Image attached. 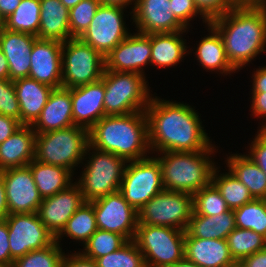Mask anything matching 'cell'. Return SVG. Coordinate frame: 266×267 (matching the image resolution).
<instances>
[{"mask_svg": "<svg viewBox=\"0 0 266 267\" xmlns=\"http://www.w3.org/2000/svg\"><path fill=\"white\" fill-rule=\"evenodd\" d=\"M124 10L122 7L100 4L80 39L105 57L130 34L124 21Z\"/></svg>", "mask_w": 266, "mask_h": 267, "instance_id": "4fadbf2b", "label": "cell"}, {"mask_svg": "<svg viewBox=\"0 0 266 267\" xmlns=\"http://www.w3.org/2000/svg\"><path fill=\"white\" fill-rule=\"evenodd\" d=\"M215 147L195 152H160L162 156L156 158L161 165L164 190L193 195L210 185L217 165L209 155L215 152Z\"/></svg>", "mask_w": 266, "mask_h": 267, "instance_id": "277c9868", "label": "cell"}, {"mask_svg": "<svg viewBox=\"0 0 266 267\" xmlns=\"http://www.w3.org/2000/svg\"><path fill=\"white\" fill-rule=\"evenodd\" d=\"M62 42L37 39L30 54L29 76L52 88L62 87Z\"/></svg>", "mask_w": 266, "mask_h": 267, "instance_id": "d6986e66", "label": "cell"}, {"mask_svg": "<svg viewBox=\"0 0 266 267\" xmlns=\"http://www.w3.org/2000/svg\"><path fill=\"white\" fill-rule=\"evenodd\" d=\"M233 211L237 228L250 229L266 238V199H253Z\"/></svg>", "mask_w": 266, "mask_h": 267, "instance_id": "d590c367", "label": "cell"}, {"mask_svg": "<svg viewBox=\"0 0 266 267\" xmlns=\"http://www.w3.org/2000/svg\"><path fill=\"white\" fill-rule=\"evenodd\" d=\"M11 257L16 260L33 250L52 245L56 238L37 213H15L6 217Z\"/></svg>", "mask_w": 266, "mask_h": 267, "instance_id": "7c38bea8", "label": "cell"}, {"mask_svg": "<svg viewBox=\"0 0 266 267\" xmlns=\"http://www.w3.org/2000/svg\"><path fill=\"white\" fill-rule=\"evenodd\" d=\"M13 84L20 106V123L32 125L48 102L53 88L30 77L16 79Z\"/></svg>", "mask_w": 266, "mask_h": 267, "instance_id": "d4e9b609", "label": "cell"}, {"mask_svg": "<svg viewBox=\"0 0 266 267\" xmlns=\"http://www.w3.org/2000/svg\"><path fill=\"white\" fill-rule=\"evenodd\" d=\"M62 87L75 88L102 78L105 57L80 38L62 44Z\"/></svg>", "mask_w": 266, "mask_h": 267, "instance_id": "9c48e42d", "label": "cell"}, {"mask_svg": "<svg viewBox=\"0 0 266 267\" xmlns=\"http://www.w3.org/2000/svg\"><path fill=\"white\" fill-rule=\"evenodd\" d=\"M171 11L176 19L188 29L193 17L199 14L203 23L207 25L210 21L198 10L194 0H170Z\"/></svg>", "mask_w": 266, "mask_h": 267, "instance_id": "7bdbcfd3", "label": "cell"}, {"mask_svg": "<svg viewBox=\"0 0 266 267\" xmlns=\"http://www.w3.org/2000/svg\"><path fill=\"white\" fill-rule=\"evenodd\" d=\"M0 114L20 121V106L13 81L0 80Z\"/></svg>", "mask_w": 266, "mask_h": 267, "instance_id": "b9f144b4", "label": "cell"}, {"mask_svg": "<svg viewBox=\"0 0 266 267\" xmlns=\"http://www.w3.org/2000/svg\"><path fill=\"white\" fill-rule=\"evenodd\" d=\"M252 115L258 118L265 117L266 121V92H252ZM259 129H266V123L261 124Z\"/></svg>", "mask_w": 266, "mask_h": 267, "instance_id": "c3c4849f", "label": "cell"}, {"mask_svg": "<svg viewBox=\"0 0 266 267\" xmlns=\"http://www.w3.org/2000/svg\"><path fill=\"white\" fill-rule=\"evenodd\" d=\"M62 4L68 9L76 6L82 0H60Z\"/></svg>", "mask_w": 266, "mask_h": 267, "instance_id": "91938a15", "label": "cell"}, {"mask_svg": "<svg viewBox=\"0 0 266 267\" xmlns=\"http://www.w3.org/2000/svg\"><path fill=\"white\" fill-rule=\"evenodd\" d=\"M105 88L100 80L71 88L72 117L74 125L90 130L105 115Z\"/></svg>", "mask_w": 266, "mask_h": 267, "instance_id": "ffe728a7", "label": "cell"}, {"mask_svg": "<svg viewBox=\"0 0 266 267\" xmlns=\"http://www.w3.org/2000/svg\"><path fill=\"white\" fill-rule=\"evenodd\" d=\"M22 124L19 120L0 114V144L9 138Z\"/></svg>", "mask_w": 266, "mask_h": 267, "instance_id": "681fc988", "label": "cell"}, {"mask_svg": "<svg viewBox=\"0 0 266 267\" xmlns=\"http://www.w3.org/2000/svg\"><path fill=\"white\" fill-rule=\"evenodd\" d=\"M207 27L209 36L202 37L194 53L200 63L199 65L207 71H218L224 75L236 73V69L227 59L221 35L211 23H208Z\"/></svg>", "mask_w": 266, "mask_h": 267, "instance_id": "4316f807", "label": "cell"}, {"mask_svg": "<svg viewBox=\"0 0 266 267\" xmlns=\"http://www.w3.org/2000/svg\"><path fill=\"white\" fill-rule=\"evenodd\" d=\"M185 32L151 34V65L166 68L182 61L185 53L189 54L186 39L182 37Z\"/></svg>", "mask_w": 266, "mask_h": 267, "instance_id": "83f0119b", "label": "cell"}, {"mask_svg": "<svg viewBox=\"0 0 266 267\" xmlns=\"http://www.w3.org/2000/svg\"><path fill=\"white\" fill-rule=\"evenodd\" d=\"M119 191L137 211L155 195L164 190L162 169L158 159L146 157L128 161Z\"/></svg>", "mask_w": 266, "mask_h": 267, "instance_id": "8fae6325", "label": "cell"}, {"mask_svg": "<svg viewBox=\"0 0 266 267\" xmlns=\"http://www.w3.org/2000/svg\"><path fill=\"white\" fill-rule=\"evenodd\" d=\"M6 19L3 17V15L0 12V31L5 28Z\"/></svg>", "mask_w": 266, "mask_h": 267, "instance_id": "94428289", "label": "cell"}, {"mask_svg": "<svg viewBox=\"0 0 266 267\" xmlns=\"http://www.w3.org/2000/svg\"><path fill=\"white\" fill-rule=\"evenodd\" d=\"M72 125L71 88H53L48 102L31 127L36 133H46Z\"/></svg>", "mask_w": 266, "mask_h": 267, "instance_id": "603a6c76", "label": "cell"}, {"mask_svg": "<svg viewBox=\"0 0 266 267\" xmlns=\"http://www.w3.org/2000/svg\"><path fill=\"white\" fill-rule=\"evenodd\" d=\"M105 115H127L145 111L152 98L144 75L134 72L105 70Z\"/></svg>", "mask_w": 266, "mask_h": 267, "instance_id": "8992f818", "label": "cell"}, {"mask_svg": "<svg viewBox=\"0 0 266 267\" xmlns=\"http://www.w3.org/2000/svg\"><path fill=\"white\" fill-rule=\"evenodd\" d=\"M85 203L77 183L53 196L42 199L37 214L41 222L55 236L61 233L71 216Z\"/></svg>", "mask_w": 266, "mask_h": 267, "instance_id": "e0dca14e", "label": "cell"}, {"mask_svg": "<svg viewBox=\"0 0 266 267\" xmlns=\"http://www.w3.org/2000/svg\"><path fill=\"white\" fill-rule=\"evenodd\" d=\"M237 4L266 5V0H235Z\"/></svg>", "mask_w": 266, "mask_h": 267, "instance_id": "680465c9", "label": "cell"}, {"mask_svg": "<svg viewBox=\"0 0 266 267\" xmlns=\"http://www.w3.org/2000/svg\"><path fill=\"white\" fill-rule=\"evenodd\" d=\"M193 213V195L163 190L138 212V224L173 227L186 231Z\"/></svg>", "mask_w": 266, "mask_h": 267, "instance_id": "30bf717a", "label": "cell"}, {"mask_svg": "<svg viewBox=\"0 0 266 267\" xmlns=\"http://www.w3.org/2000/svg\"><path fill=\"white\" fill-rule=\"evenodd\" d=\"M100 0H82L69 9V28L71 38L80 36L89 28L90 22L96 14Z\"/></svg>", "mask_w": 266, "mask_h": 267, "instance_id": "60d3db41", "label": "cell"}, {"mask_svg": "<svg viewBox=\"0 0 266 267\" xmlns=\"http://www.w3.org/2000/svg\"><path fill=\"white\" fill-rule=\"evenodd\" d=\"M237 267H266V248L243 258Z\"/></svg>", "mask_w": 266, "mask_h": 267, "instance_id": "f907efd6", "label": "cell"}, {"mask_svg": "<svg viewBox=\"0 0 266 267\" xmlns=\"http://www.w3.org/2000/svg\"><path fill=\"white\" fill-rule=\"evenodd\" d=\"M192 106L181 102L151 98L145 113L150 151L195 152L213 144Z\"/></svg>", "mask_w": 266, "mask_h": 267, "instance_id": "6da1fadb", "label": "cell"}, {"mask_svg": "<svg viewBox=\"0 0 266 267\" xmlns=\"http://www.w3.org/2000/svg\"><path fill=\"white\" fill-rule=\"evenodd\" d=\"M167 267H199L197 264L188 261L187 259H183L181 261H178L174 263L173 265L167 266Z\"/></svg>", "mask_w": 266, "mask_h": 267, "instance_id": "6f0895ef", "label": "cell"}, {"mask_svg": "<svg viewBox=\"0 0 266 267\" xmlns=\"http://www.w3.org/2000/svg\"><path fill=\"white\" fill-rule=\"evenodd\" d=\"M132 23L144 34L172 33L187 30L171 11L170 0H136Z\"/></svg>", "mask_w": 266, "mask_h": 267, "instance_id": "ac0fdd59", "label": "cell"}, {"mask_svg": "<svg viewBox=\"0 0 266 267\" xmlns=\"http://www.w3.org/2000/svg\"><path fill=\"white\" fill-rule=\"evenodd\" d=\"M8 214L5 185L0 176V221L5 220Z\"/></svg>", "mask_w": 266, "mask_h": 267, "instance_id": "db71d44e", "label": "cell"}, {"mask_svg": "<svg viewBox=\"0 0 266 267\" xmlns=\"http://www.w3.org/2000/svg\"><path fill=\"white\" fill-rule=\"evenodd\" d=\"M28 166L42 199L66 189L73 182L71 178L74 174L61 166L41 163L35 159Z\"/></svg>", "mask_w": 266, "mask_h": 267, "instance_id": "4dcf8cb0", "label": "cell"}, {"mask_svg": "<svg viewBox=\"0 0 266 267\" xmlns=\"http://www.w3.org/2000/svg\"><path fill=\"white\" fill-rule=\"evenodd\" d=\"M130 33L105 56V70L134 72L142 75L151 64V34Z\"/></svg>", "mask_w": 266, "mask_h": 267, "instance_id": "2e32d148", "label": "cell"}, {"mask_svg": "<svg viewBox=\"0 0 266 267\" xmlns=\"http://www.w3.org/2000/svg\"><path fill=\"white\" fill-rule=\"evenodd\" d=\"M227 167L249 190L254 199H266V175L246 154H231Z\"/></svg>", "mask_w": 266, "mask_h": 267, "instance_id": "f546056e", "label": "cell"}, {"mask_svg": "<svg viewBox=\"0 0 266 267\" xmlns=\"http://www.w3.org/2000/svg\"><path fill=\"white\" fill-rule=\"evenodd\" d=\"M252 78V92H266V66L257 68Z\"/></svg>", "mask_w": 266, "mask_h": 267, "instance_id": "816d5d0a", "label": "cell"}, {"mask_svg": "<svg viewBox=\"0 0 266 267\" xmlns=\"http://www.w3.org/2000/svg\"><path fill=\"white\" fill-rule=\"evenodd\" d=\"M22 0H0V12L7 19L19 6Z\"/></svg>", "mask_w": 266, "mask_h": 267, "instance_id": "f5cc1de1", "label": "cell"}, {"mask_svg": "<svg viewBox=\"0 0 266 267\" xmlns=\"http://www.w3.org/2000/svg\"><path fill=\"white\" fill-rule=\"evenodd\" d=\"M87 154L89 160H86L87 164L84 165L82 175L76 182L85 202H91L118 191L128 161L115 154L99 151L90 145L85 156Z\"/></svg>", "mask_w": 266, "mask_h": 267, "instance_id": "52a82bcc", "label": "cell"}, {"mask_svg": "<svg viewBox=\"0 0 266 267\" xmlns=\"http://www.w3.org/2000/svg\"><path fill=\"white\" fill-rule=\"evenodd\" d=\"M5 185L9 214L37 213L42 202L28 165L0 171Z\"/></svg>", "mask_w": 266, "mask_h": 267, "instance_id": "9a60e30c", "label": "cell"}, {"mask_svg": "<svg viewBox=\"0 0 266 267\" xmlns=\"http://www.w3.org/2000/svg\"><path fill=\"white\" fill-rule=\"evenodd\" d=\"M185 231L173 227L138 224L134 241L146 267H167L185 258Z\"/></svg>", "mask_w": 266, "mask_h": 267, "instance_id": "ba28073f", "label": "cell"}, {"mask_svg": "<svg viewBox=\"0 0 266 267\" xmlns=\"http://www.w3.org/2000/svg\"><path fill=\"white\" fill-rule=\"evenodd\" d=\"M185 259L199 267H237L226 239L185 237Z\"/></svg>", "mask_w": 266, "mask_h": 267, "instance_id": "7402d4cb", "label": "cell"}, {"mask_svg": "<svg viewBox=\"0 0 266 267\" xmlns=\"http://www.w3.org/2000/svg\"><path fill=\"white\" fill-rule=\"evenodd\" d=\"M127 242L128 240L118 233L97 229L83 245L85 247L80 253L89 259L96 260L117 251Z\"/></svg>", "mask_w": 266, "mask_h": 267, "instance_id": "8d00e7d4", "label": "cell"}, {"mask_svg": "<svg viewBox=\"0 0 266 267\" xmlns=\"http://www.w3.org/2000/svg\"><path fill=\"white\" fill-rule=\"evenodd\" d=\"M101 4L104 5H110V6H118V7H122L125 8L129 5H134L132 8V11L130 13V15L132 14L134 7H135V2L136 0H100ZM133 2V3H132Z\"/></svg>", "mask_w": 266, "mask_h": 267, "instance_id": "9f6ffc18", "label": "cell"}, {"mask_svg": "<svg viewBox=\"0 0 266 267\" xmlns=\"http://www.w3.org/2000/svg\"><path fill=\"white\" fill-rule=\"evenodd\" d=\"M90 146L127 161L148 157V122L145 111L106 115L89 130Z\"/></svg>", "mask_w": 266, "mask_h": 267, "instance_id": "3957f363", "label": "cell"}, {"mask_svg": "<svg viewBox=\"0 0 266 267\" xmlns=\"http://www.w3.org/2000/svg\"><path fill=\"white\" fill-rule=\"evenodd\" d=\"M216 167L212 175V183L220 191L229 209L235 210L254 198L248 188L230 171L219 175Z\"/></svg>", "mask_w": 266, "mask_h": 267, "instance_id": "d6a6232c", "label": "cell"}, {"mask_svg": "<svg viewBox=\"0 0 266 267\" xmlns=\"http://www.w3.org/2000/svg\"><path fill=\"white\" fill-rule=\"evenodd\" d=\"M37 39L35 35L14 32L6 28L0 31V48L8 61L10 80L29 76L30 54Z\"/></svg>", "mask_w": 266, "mask_h": 267, "instance_id": "44dd1931", "label": "cell"}, {"mask_svg": "<svg viewBox=\"0 0 266 267\" xmlns=\"http://www.w3.org/2000/svg\"><path fill=\"white\" fill-rule=\"evenodd\" d=\"M246 154L266 175V129H258Z\"/></svg>", "mask_w": 266, "mask_h": 267, "instance_id": "f6af8a7d", "label": "cell"}, {"mask_svg": "<svg viewBox=\"0 0 266 267\" xmlns=\"http://www.w3.org/2000/svg\"><path fill=\"white\" fill-rule=\"evenodd\" d=\"M198 10L209 20L224 15L237 4L235 0H194Z\"/></svg>", "mask_w": 266, "mask_h": 267, "instance_id": "ee69618b", "label": "cell"}, {"mask_svg": "<svg viewBox=\"0 0 266 267\" xmlns=\"http://www.w3.org/2000/svg\"><path fill=\"white\" fill-rule=\"evenodd\" d=\"M36 132L31 125H22L0 144V171L29 165L35 158Z\"/></svg>", "mask_w": 266, "mask_h": 267, "instance_id": "cb8c5ba5", "label": "cell"}, {"mask_svg": "<svg viewBox=\"0 0 266 267\" xmlns=\"http://www.w3.org/2000/svg\"><path fill=\"white\" fill-rule=\"evenodd\" d=\"M8 79H10L8 61L0 48V80Z\"/></svg>", "mask_w": 266, "mask_h": 267, "instance_id": "11a10c76", "label": "cell"}, {"mask_svg": "<svg viewBox=\"0 0 266 267\" xmlns=\"http://www.w3.org/2000/svg\"><path fill=\"white\" fill-rule=\"evenodd\" d=\"M89 145V130L76 125L36 133L34 159L41 163L61 166L73 174L75 167L80 163L84 164V159H87L85 153Z\"/></svg>", "mask_w": 266, "mask_h": 267, "instance_id": "5b68a950", "label": "cell"}, {"mask_svg": "<svg viewBox=\"0 0 266 267\" xmlns=\"http://www.w3.org/2000/svg\"><path fill=\"white\" fill-rule=\"evenodd\" d=\"M95 261L98 267H146L144 255L134 240Z\"/></svg>", "mask_w": 266, "mask_h": 267, "instance_id": "f35d334b", "label": "cell"}, {"mask_svg": "<svg viewBox=\"0 0 266 267\" xmlns=\"http://www.w3.org/2000/svg\"><path fill=\"white\" fill-rule=\"evenodd\" d=\"M221 35L228 61L239 71L266 47V5L238 4L210 21Z\"/></svg>", "mask_w": 266, "mask_h": 267, "instance_id": "7a4b0ae2", "label": "cell"}, {"mask_svg": "<svg viewBox=\"0 0 266 267\" xmlns=\"http://www.w3.org/2000/svg\"><path fill=\"white\" fill-rule=\"evenodd\" d=\"M40 14V0H22L18 8L6 19L5 28L37 36Z\"/></svg>", "mask_w": 266, "mask_h": 267, "instance_id": "836d02e7", "label": "cell"}, {"mask_svg": "<svg viewBox=\"0 0 266 267\" xmlns=\"http://www.w3.org/2000/svg\"><path fill=\"white\" fill-rule=\"evenodd\" d=\"M226 201L220 191L211 183L193 194V213L204 216H217L228 211Z\"/></svg>", "mask_w": 266, "mask_h": 267, "instance_id": "74e56055", "label": "cell"}, {"mask_svg": "<svg viewBox=\"0 0 266 267\" xmlns=\"http://www.w3.org/2000/svg\"><path fill=\"white\" fill-rule=\"evenodd\" d=\"M93 205L98 229L115 232L128 241L134 240L138 225V212L118 190L90 202Z\"/></svg>", "mask_w": 266, "mask_h": 267, "instance_id": "5bb4252c", "label": "cell"}, {"mask_svg": "<svg viewBox=\"0 0 266 267\" xmlns=\"http://www.w3.org/2000/svg\"><path fill=\"white\" fill-rule=\"evenodd\" d=\"M61 267H98L95 260L83 256L80 252L65 254Z\"/></svg>", "mask_w": 266, "mask_h": 267, "instance_id": "7dc6e473", "label": "cell"}, {"mask_svg": "<svg viewBox=\"0 0 266 267\" xmlns=\"http://www.w3.org/2000/svg\"><path fill=\"white\" fill-rule=\"evenodd\" d=\"M97 229L93 205L85 202L67 221L64 229L56 237V241L60 243L59 240H62L65 234V236L85 244Z\"/></svg>", "mask_w": 266, "mask_h": 267, "instance_id": "1f68e13d", "label": "cell"}, {"mask_svg": "<svg viewBox=\"0 0 266 267\" xmlns=\"http://www.w3.org/2000/svg\"><path fill=\"white\" fill-rule=\"evenodd\" d=\"M9 234L6 220L0 221V265L11 266L14 259L10 255Z\"/></svg>", "mask_w": 266, "mask_h": 267, "instance_id": "bcb514c9", "label": "cell"}, {"mask_svg": "<svg viewBox=\"0 0 266 267\" xmlns=\"http://www.w3.org/2000/svg\"><path fill=\"white\" fill-rule=\"evenodd\" d=\"M231 256L236 263L266 248V238L250 229L235 228L226 238Z\"/></svg>", "mask_w": 266, "mask_h": 267, "instance_id": "e575fe53", "label": "cell"}, {"mask_svg": "<svg viewBox=\"0 0 266 267\" xmlns=\"http://www.w3.org/2000/svg\"><path fill=\"white\" fill-rule=\"evenodd\" d=\"M235 228V214L231 209L217 216H204L192 213L185 231V237L226 239Z\"/></svg>", "mask_w": 266, "mask_h": 267, "instance_id": "f1b7e54d", "label": "cell"}, {"mask_svg": "<svg viewBox=\"0 0 266 267\" xmlns=\"http://www.w3.org/2000/svg\"><path fill=\"white\" fill-rule=\"evenodd\" d=\"M60 244L55 241L52 245L28 252L17 258L11 267H61L65 252H62Z\"/></svg>", "mask_w": 266, "mask_h": 267, "instance_id": "ab89813d", "label": "cell"}, {"mask_svg": "<svg viewBox=\"0 0 266 267\" xmlns=\"http://www.w3.org/2000/svg\"><path fill=\"white\" fill-rule=\"evenodd\" d=\"M40 27L37 38L65 42L71 39L69 9L60 0H40Z\"/></svg>", "mask_w": 266, "mask_h": 267, "instance_id": "484cf974", "label": "cell"}]
</instances>
